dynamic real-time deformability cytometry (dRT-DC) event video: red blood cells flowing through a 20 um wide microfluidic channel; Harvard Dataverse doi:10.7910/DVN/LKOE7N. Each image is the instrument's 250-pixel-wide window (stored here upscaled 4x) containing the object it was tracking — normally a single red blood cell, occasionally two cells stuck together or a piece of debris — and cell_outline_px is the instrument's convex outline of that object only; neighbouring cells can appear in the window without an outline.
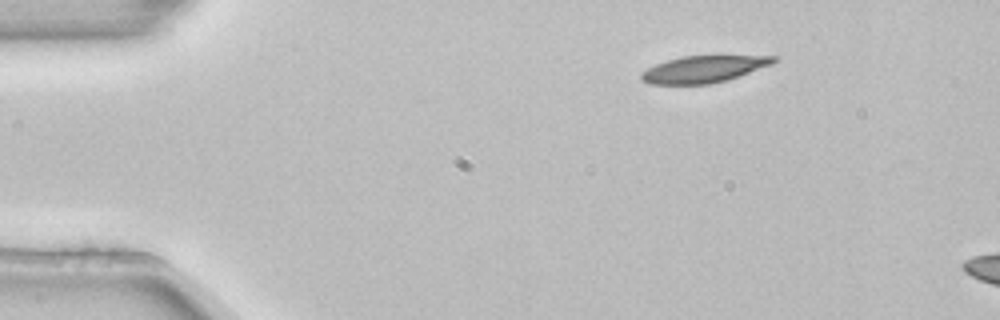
{"species": "common noctule bat (a hibernating species)", "species_latin": "Nyctalus noctula", "temperature_condition": "room temperature", "stored_images_in_passage": 2, "camera_frame_rate_fps": 3000, "um_per_image_px": 0.085, "animal": {"sex": "female", "body_mass_g": 22.7, "forearm_length_mm": 54.2}, "frame": {"image": 1, "passage_image": 1, "time_ms": 0.0, "image_size_px": [1000, 320], "cell_outline_px": [[780, 60], [772, 64], [724, 80], [708, 84], [648, 84], [640, 80], [640, 72], [656, 64], [680, 56], [776, 56]], "centroid_in_image_um": [59.75, 5.87], "position_along_channel_um": 25.2, "area_um2": 20.4}}